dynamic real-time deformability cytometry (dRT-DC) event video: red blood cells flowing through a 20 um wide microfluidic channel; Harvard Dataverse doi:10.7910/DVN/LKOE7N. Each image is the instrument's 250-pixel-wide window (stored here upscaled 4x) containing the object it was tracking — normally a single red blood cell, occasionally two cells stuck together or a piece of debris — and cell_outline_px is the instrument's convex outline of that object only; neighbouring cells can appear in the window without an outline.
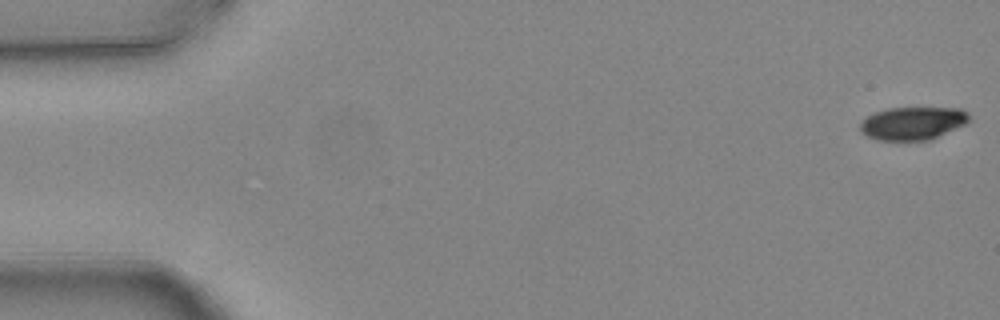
{"species": "common noctule bat (a hibernating species)", "species_latin": "Nyctalus noctula", "temperature_condition": "warm", "stored_images_in_passage": 6, "camera_frame_rate_fps": 3000, "um_per_image_px": 0.085, "animal": {"sex": "female", "body_mass_g": 24.6, "forearm_length_mm": 56.2}, "frame": {"image": 1, "passage_image": 1, "time_ms": 0.0, "image_size_px": [1000, 320], "cell_outline_px": [[972, 120], [964, 124], [928, 140], [876, 140], [860, 132], [860, 124], [868, 116], [876, 112], [888, 108], [960, 108], [968, 112], [972, 116]], "centroid_in_image_um": [77.6, 10.47], "position_along_channel_um": 7.4, "area_um2": 20.81}}
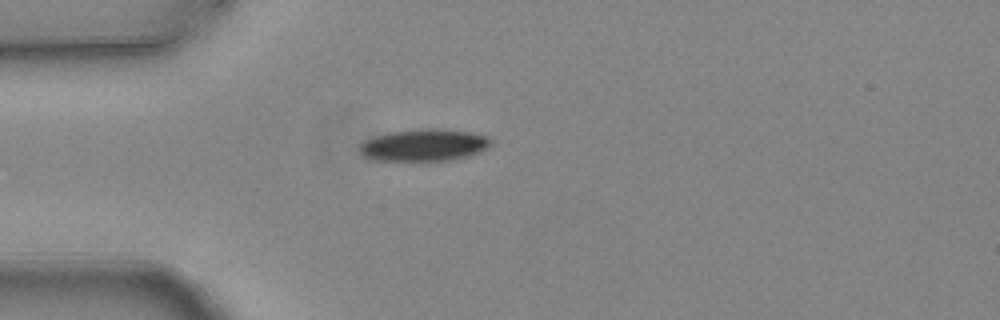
{"frame": {"image": 2, "passage_image": 5, "time_ms": 1.333, "image_size_px": [1000, 320], "cell_outline_px": [[492, 144], [488, 148], [480, 152], [468, 156], [452, 160], [372, 160], [364, 156], [360, 152], [360, 144], [364, 140], [372, 136], [388, 132], [424, 128], [440, 128], [472, 132], [488, 136], [492, 140]], "centroid_in_image_um": [36.06, 12.31], "position_along_channel_um": 48.9, "area_um2": 24.85}}